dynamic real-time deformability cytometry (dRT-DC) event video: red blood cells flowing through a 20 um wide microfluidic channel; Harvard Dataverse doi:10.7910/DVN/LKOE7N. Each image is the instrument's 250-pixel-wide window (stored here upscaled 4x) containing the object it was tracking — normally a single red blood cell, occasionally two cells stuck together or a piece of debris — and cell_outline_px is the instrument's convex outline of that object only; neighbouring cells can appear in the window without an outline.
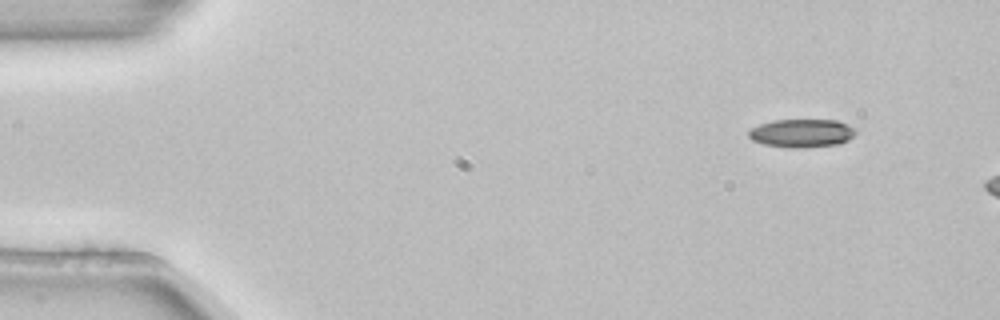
{"species": "common noctule bat (a hibernating species)", "species_latin": "Nyctalus noctula", "temperature_condition": "room temperature", "stored_images_in_passage": 3, "camera_frame_rate_fps": 3000, "um_per_image_px": 0.085, "animal": {"sex": "female", "body_mass_g": 22.7, "forearm_length_mm": 54.2}, "frame": {"image": 1, "passage_image": 1, "time_ms": 0.0, "image_size_px": [1000, 320], "cell_outline_px": [[856, 132], [848, 140], [840, 144], [804, 148], [792, 148], [764, 144], [752, 140], [748, 136], [748, 128], [772, 120], [836, 120], [848, 124], [856, 128]], "centroid_in_image_um": [68.14, 11.32], "position_along_channel_um": 16.9, "area_um2": 17.86}}